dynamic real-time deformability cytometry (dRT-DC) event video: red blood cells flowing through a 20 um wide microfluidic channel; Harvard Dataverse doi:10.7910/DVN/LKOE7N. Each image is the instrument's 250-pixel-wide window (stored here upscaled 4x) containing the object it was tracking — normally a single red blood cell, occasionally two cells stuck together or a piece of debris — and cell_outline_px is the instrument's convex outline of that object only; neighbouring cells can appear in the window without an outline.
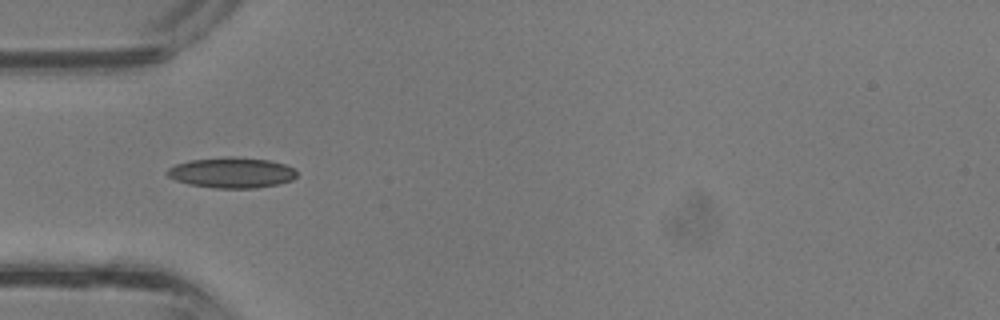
{"species": "common noctule bat (a hibernating species)", "species_latin": "Nyctalus noctula", "temperature_condition": "room temperature", "stored_images_in_passage": 27, "camera_frame_rate_fps": 3000, "um_per_image_px": 0.085, "animal": {"sex": "male", "body_mass_g": 13.3}, "frame": {"image": 1, "passage_image": 4, "time_ms": 1.0, "image_size_px": [1000, 320], "cell_outline_px": [[296, 176], [292, 180], [276, 184], [256, 188], [216, 188], [188, 184], [176, 180], [168, 176], [164, 172], [168, 168], [176, 164], [188, 160], [224, 156], [236, 156], [268, 160], [284, 164], [292, 168], [296, 172]], "centroid_in_image_um": [19.65, 14.66], "position_along_channel_um": 65.4, "area_um2": 23.18}}
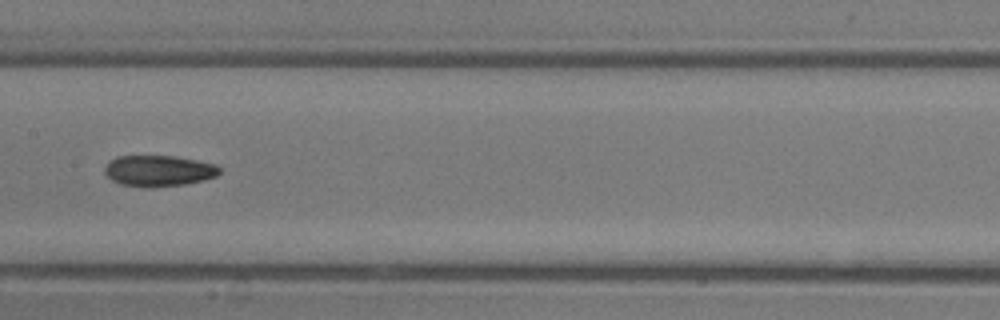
{"frame": {"image": 2, "passage_image": 11, "time_ms": 3.333, "image_size_px": [1000, 320], "cell_outline_px": [[220, 172], [216, 176], [204, 180], [184, 184], [152, 188], [144, 188], [120, 184], [112, 180], [104, 172], [104, 168], [116, 156], [176, 156], [216, 164], [220, 168]], "centroid_in_image_um": [13.49, 14.53], "position_along_channel_um": 193.9, "area_um2": 20.87}}
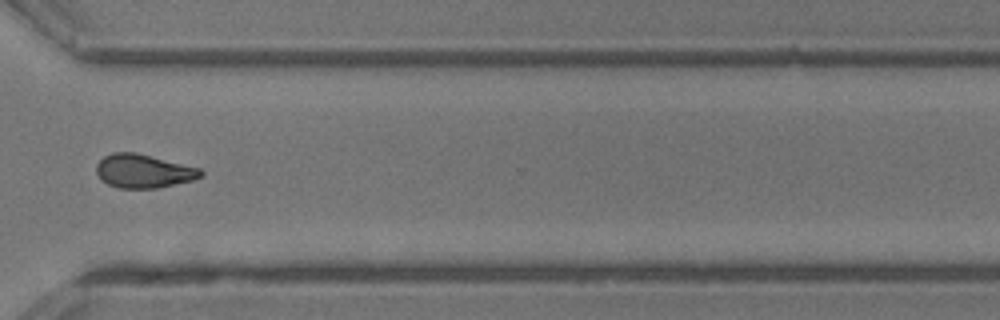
{"frame": {"image": 3, "passage_image": 20, "time_ms": 6.333, "image_size_px": [1000, 320], "cell_outline_px": [[204, 176], [192, 180], [156, 188], [120, 188], [108, 184], [96, 172], [96, 164], [104, 156], [112, 152], [136, 152], [200, 168], [204, 172]], "centroid_in_image_um": [12.21, 14.53], "position_along_channel_um": 358.4, "area_um2": 20.35}}